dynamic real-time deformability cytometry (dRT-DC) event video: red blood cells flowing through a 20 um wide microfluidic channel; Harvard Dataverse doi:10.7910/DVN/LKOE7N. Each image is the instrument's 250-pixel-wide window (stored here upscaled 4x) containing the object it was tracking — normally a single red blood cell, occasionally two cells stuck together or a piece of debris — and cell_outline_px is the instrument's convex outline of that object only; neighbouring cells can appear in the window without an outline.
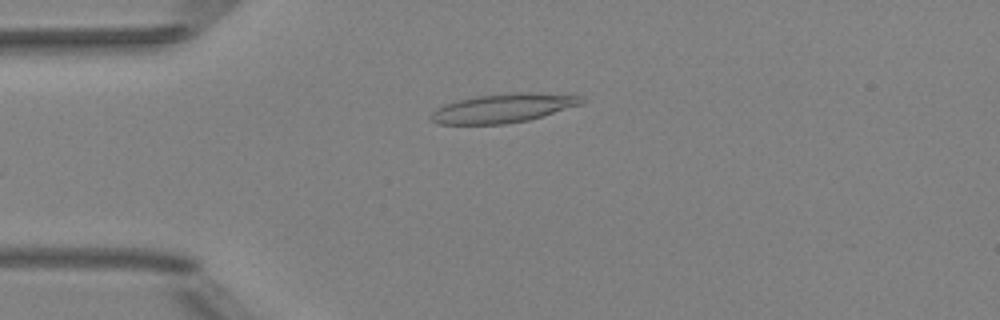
{"species": "Egyptian fruit bat (a non-hibernating species)", "species_latin": "Rousettus aegyptiacus", "temperature_condition": "room temperature", "stored_images_in_passage": 49, "camera_frame_rate_fps": 3000, "um_per_image_px": 0.085, "animal": {"sex": "female"}, "frame": {"image": 1, "passage_image": 12, "time_ms": 3.667, "image_size_px": [1000, 320], "cell_outline_px": [[588, 100], [584, 104], [528, 120], [504, 124], [440, 124], [432, 120], [432, 112], [436, 108], [444, 104], [476, 96], [512, 92], [544, 92], [584, 96]], "centroid_in_image_um": [42.89, 9.17], "position_along_channel_um": 42.1, "area_um2": 25.66}}
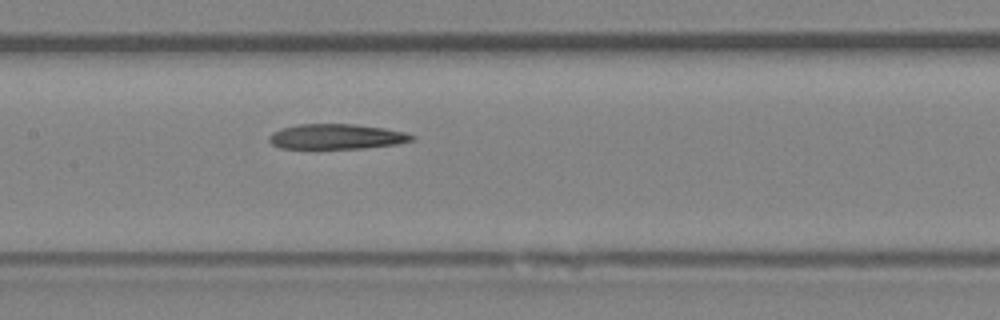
{"frame": {"image": 2, "passage_image": 24, "time_ms": 7.667, "image_size_px": [1000, 320], "cell_outline_px": [[416, 140], [396, 144], [364, 148], [280, 148], [272, 144], [268, 140], [268, 136], [272, 132], [280, 128], [296, 124], [352, 124], [384, 128], [404, 132], [416, 136]], "centroid_in_image_um": [28.59, 11.6], "position_along_channel_um": 178.8, "area_um2": 20.98}}
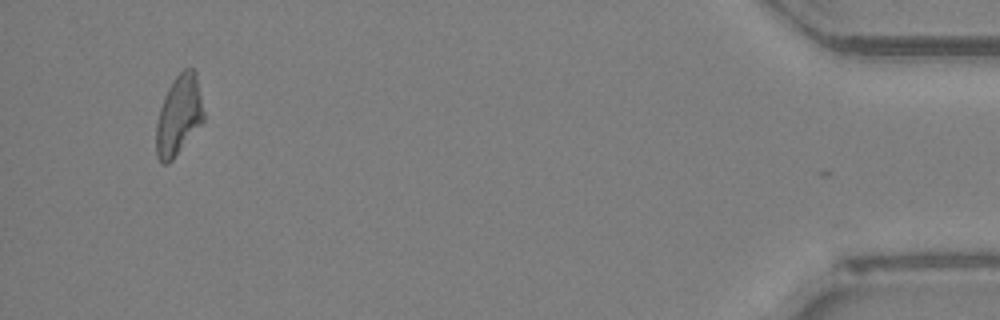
{"frame": {"image": 3, "passage_image": 48, "time_ms": 15.667, "image_size_px": [1000, 320], "cell_outline_px": [[204, 120], [172, 160], [168, 164], [164, 164], [156, 156], [156, 124], [160, 108], [164, 96], [168, 88], [176, 76], [184, 68], [192, 68], [196, 72], [204, 112]], "centroid_in_image_um": [15.19, 9.79], "position_along_channel_um": 420.0, "area_um2": 21.91}, "authors_computed_cell_mechanics": {"area_um2": 22.0218, "velocity_mm_per_s": 3.9902, "shape_relaxation_time_tau1_ms": null, "shape_relaxation_time_tau2_ms": 3.5558, "deformation_change_tau1": null, "deformation_change_tau2": 0.1355}}